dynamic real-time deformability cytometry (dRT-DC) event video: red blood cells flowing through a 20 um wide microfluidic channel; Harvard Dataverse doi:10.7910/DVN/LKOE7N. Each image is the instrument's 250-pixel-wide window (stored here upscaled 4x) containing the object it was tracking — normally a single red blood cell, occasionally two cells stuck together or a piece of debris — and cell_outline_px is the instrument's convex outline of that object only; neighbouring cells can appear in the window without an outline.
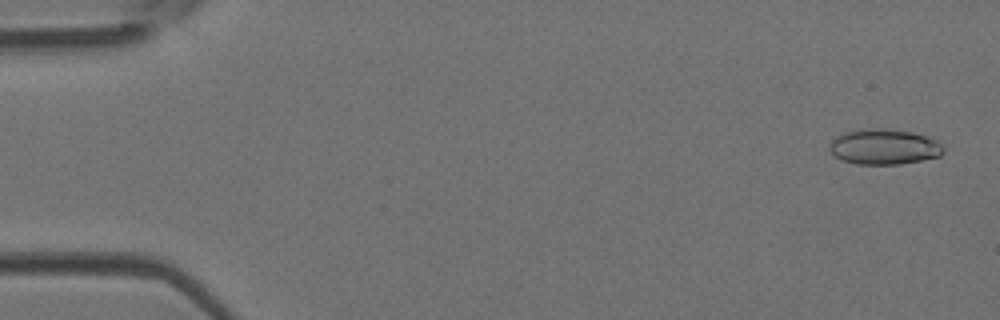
{"species": "Egyptian fruit bat (a non-hibernating species)", "species_latin": "Rousettus aegyptiacus", "temperature_condition": "room temperature", "stored_images_in_passage": 48, "camera_frame_rate_fps": 3000, "um_per_image_px": 0.085, "animal": {"sex": "female"}, "frame": {"image": 1, "passage_image": 2, "time_ms": 0.333, "image_size_px": [1000, 320], "cell_outline_px": [[944, 152], [940, 156], [900, 164], [856, 164], [844, 160], [836, 156], [828, 148], [832, 140], [836, 136], [844, 132], [860, 128], [880, 128], [912, 132], [936, 140], [944, 144]], "centroid_in_image_um": [75.15, 12.46], "position_along_channel_um": 9.8, "area_um2": 23.52}}
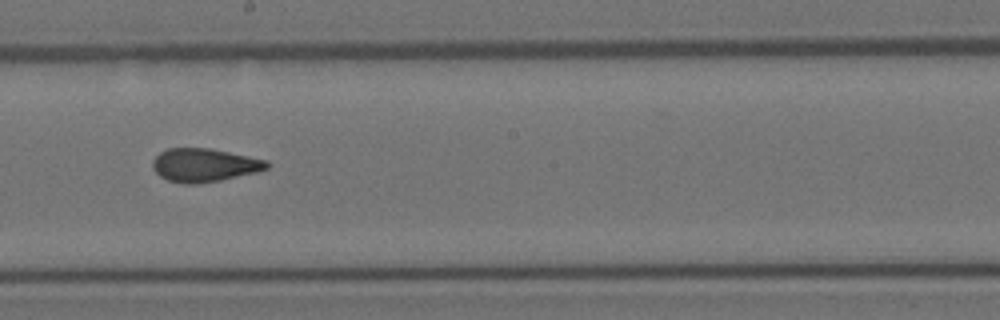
{"frame": {"image": 2, "passage_image": 27, "time_ms": 8.667, "image_size_px": [1000, 320], "cell_outline_px": [[272, 164], [268, 168], [256, 172], [220, 180], [200, 184], [184, 184], [168, 180], [160, 176], [152, 168], [152, 160], [160, 152], [168, 148], [208, 148], [268, 160]], "centroid_in_image_um": [17.36, 14.04], "position_along_channel_um": 230.8, "area_um2": 22.25}}
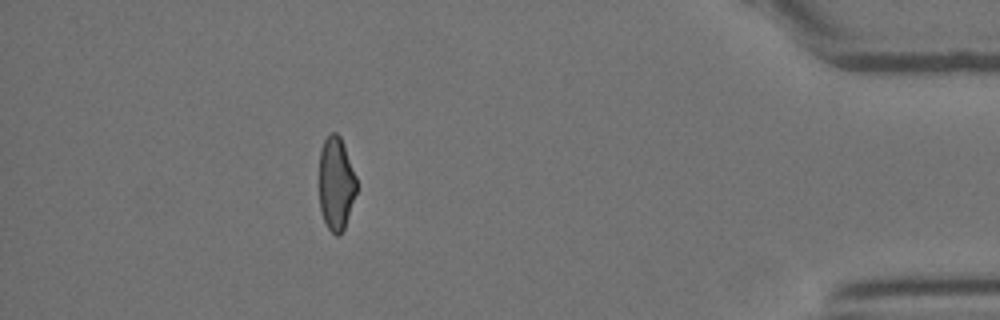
{"frame": {"image": 3, "passage_image": 43, "time_ms": 14.0, "image_size_px": [1000, 320], "cell_outline_px": [[356, 192], [344, 228], [340, 236], [336, 236], [328, 228], [324, 220], [320, 208], [320, 148], [324, 140], [332, 132], [336, 132], [340, 136], [356, 176]], "centroid_in_image_um": [28.56, 15.6], "position_along_channel_um": 406.6, "area_um2": 20.06}, "authors_computed_cell_mechanics": {"area_um2": 22.1952, "velocity_mm_per_s": 4.243, "shape_relaxation_time_tau1_ms": null, "shape_relaxation_time_tau2_ms": 1.2636, "deformation_change_tau1": null, "deformation_change_tau2": 0.0891}}